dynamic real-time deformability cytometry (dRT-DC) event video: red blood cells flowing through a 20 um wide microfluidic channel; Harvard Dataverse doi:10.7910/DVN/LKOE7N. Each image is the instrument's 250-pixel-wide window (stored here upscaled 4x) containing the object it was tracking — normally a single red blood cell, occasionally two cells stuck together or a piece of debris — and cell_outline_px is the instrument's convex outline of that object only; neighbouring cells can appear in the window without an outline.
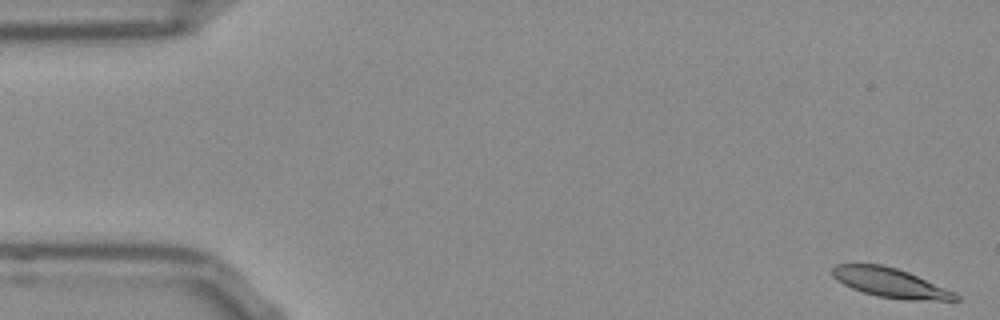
{"species": "Egyptian fruit bat (a non-hibernating species)", "species_latin": "Rousettus aegyptiacus", "temperature_condition": "room temperature", "stored_images_in_passage": 16, "camera_frame_rate_fps": 3000, "um_per_image_px": 0.085, "frame": {"image": 1, "passage_image": 1, "time_ms": 0.0, "image_size_px": [1000, 320], "cell_outline_px": [[960, 300], [904, 300], [876, 296], [852, 288], [836, 280], [832, 276], [832, 268], [836, 264], [880, 264], [896, 268], [908, 272], [956, 292], [960, 296]], "centroid_in_image_um": [75.69, 24.04], "position_along_channel_um": 9.3, "area_um2": 21.1}}
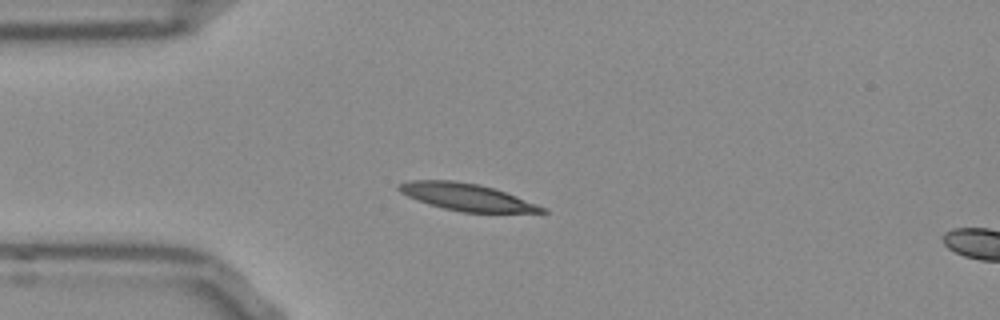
{"frame": {"image": 2, "passage_image": 13, "time_ms": 4.0, "image_size_px": [1000, 320], "cell_outline_px": [[548, 212], [464, 212], [444, 208], [428, 204], [416, 200], [400, 192], [396, 188], [396, 184], [408, 180], [452, 180], [480, 184], [516, 196], [548, 208]], "centroid_in_image_um": [39.61, 16.73], "position_along_channel_um": 45.4, "area_um2": 22.54}}